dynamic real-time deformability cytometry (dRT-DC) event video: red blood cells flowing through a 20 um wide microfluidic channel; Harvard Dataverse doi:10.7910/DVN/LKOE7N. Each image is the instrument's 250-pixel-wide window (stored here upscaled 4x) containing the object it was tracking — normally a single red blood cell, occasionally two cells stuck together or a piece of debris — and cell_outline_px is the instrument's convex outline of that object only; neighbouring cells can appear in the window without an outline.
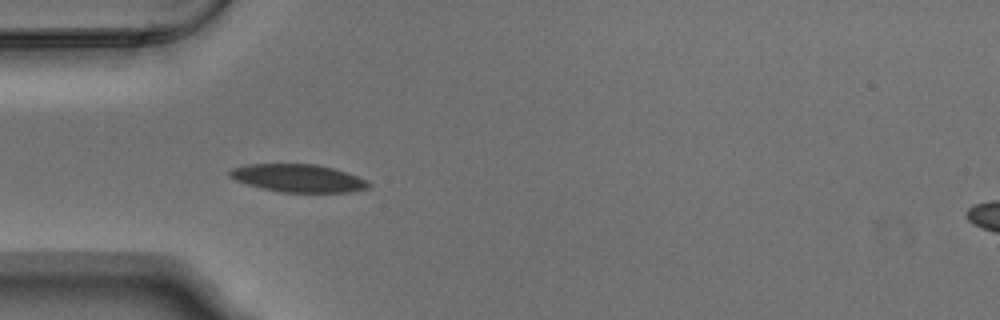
{"species": "Egyptian fruit bat (a non-hibernating species)", "species_latin": "Rousettus aegyptiacus", "temperature_condition": "warm", "stored_images_in_passage": 8, "camera_frame_rate_fps": 3000, "um_per_image_px": 0.085, "animal": {"sex": "male"}, "frame": {"image": 1, "passage_image": 3, "time_ms": 0.667, "image_size_px": [1000, 320], "cell_outline_px": [[372, 184], [368, 188], [348, 192], [280, 192], [248, 184], [236, 180], [228, 176], [228, 172], [232, 168], [248, 164], [316, 164], [332, 168], [368, 180]], "centroid_in_image_um": [25.34, 15.14], "position_along_channel_um": 59.7, "area_um2": 22.31}}
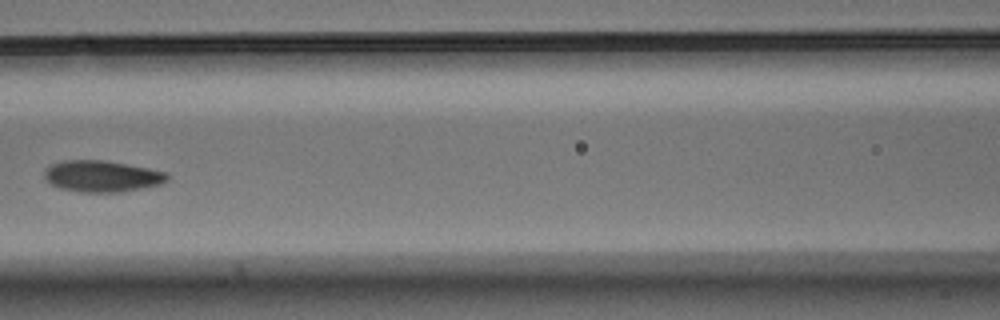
{"frame": {"image": 2, "passage_image": 5, "time_ms": 1.333, "image_size_px": [1000, 320], "cell_outline_px": [[168, 180], [160, 184], [144, 188], [120, 192], [80, 192], [60, 188], [52, 184], [44, 176], [44, 172], [52, 164], [64, 160], [104, 160], [148, 168], [168, 172]], "centroid_in_image_um": [8.7, 14.98], "position_along_channel_um": 157.9, "area_um2": 22.37}}
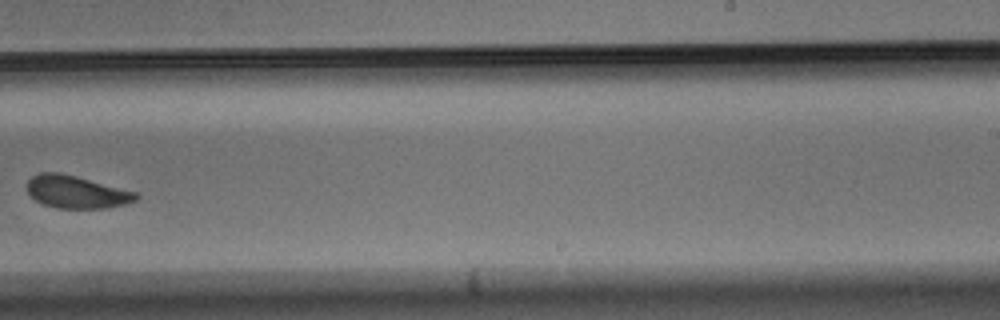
{"frame": {"image": 3, "passage_image": 8, "time_ms": 2.333, "image_size_px": [1000, 320], "cell_outline_px": [[140, 196], [136, 200], [124, 204], [108, 208], [56, 208], [44, 204], [36, 200], [28, 192], [28, 180], [32, 176], [40, 172], [60, 172], [76, 176], [136, 192]], "centroid_in_image_um": [6.5, 16.31], "position_along_channel_um": 282.5, "area_um2": 20.52}}